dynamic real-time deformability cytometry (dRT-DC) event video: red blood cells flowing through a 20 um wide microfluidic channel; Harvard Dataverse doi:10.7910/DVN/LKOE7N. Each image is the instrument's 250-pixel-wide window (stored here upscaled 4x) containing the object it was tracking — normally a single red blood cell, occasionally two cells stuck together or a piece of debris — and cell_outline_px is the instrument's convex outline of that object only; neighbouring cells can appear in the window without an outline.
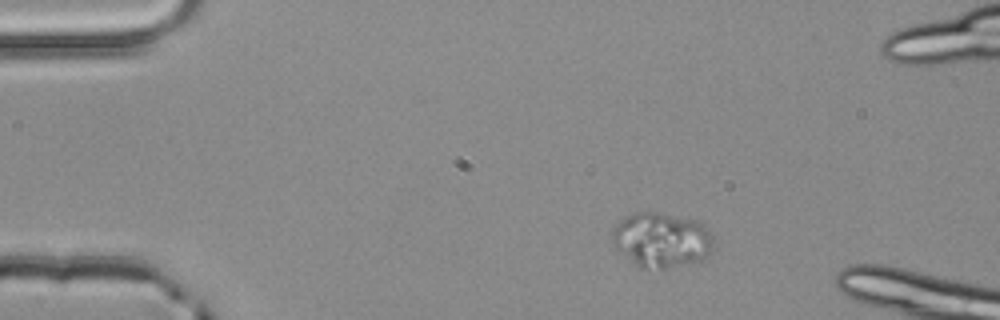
{"species": "common noctule bat (a hibernating species)", "species_latin": "Nyctalus noctula", "temperature_condition": "room temperature", "stored_images_in_passage": 3, "camera_frame_rate_fps": 3000, "um_per_image_px": 0.085, "animal": {"sex": "male", "body_mass_g": 20.4}, "frame": {"image": 1, "passage_image": 1, "time_ms": 0.0, "image_size_px": [1000, 320], "cell_outline_px": [[716, 248], [708, 256], [700, 260], [684, 264], [664, 268], [640, 268], [616, 248], [612, 244], [612, 228], [620, 220], [636, 212], [660, 212], [696, 220], [708, 228], [712, 232], [716, 244]], "centroid_in_image_um": [56.28, 20.38], "position_along_channel_um": 28.7, "area_um2": 32.71}}